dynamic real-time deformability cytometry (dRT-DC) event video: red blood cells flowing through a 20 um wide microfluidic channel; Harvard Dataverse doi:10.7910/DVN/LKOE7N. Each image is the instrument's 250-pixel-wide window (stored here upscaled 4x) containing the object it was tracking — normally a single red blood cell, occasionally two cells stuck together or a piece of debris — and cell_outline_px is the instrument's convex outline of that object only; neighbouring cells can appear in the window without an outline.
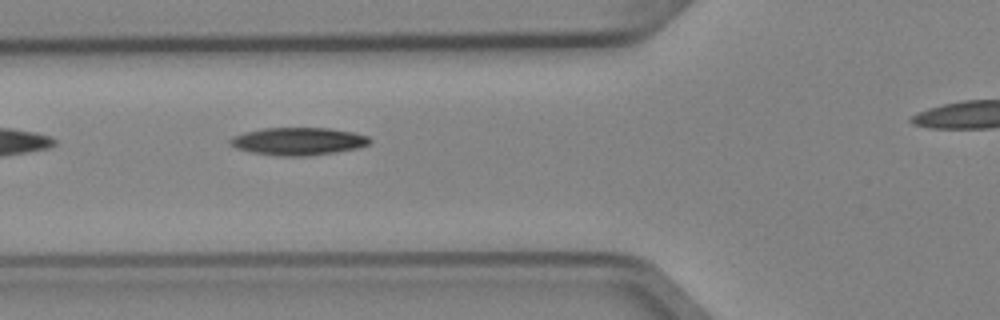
{"species": "Egyptian fruit bat (a non-hibernating species)", "species_latin": "Rousettus aegyptiacus", "temperature_condition": "cold", "stored_images_in_passage": 6, "camera_frame_rate_fps": 3000, "um_per_image_px": 0.085, "animal": {"sex": "female"}, "frame": {"image": 1, "passage_image": 3, "time_ms": 0.667, "image_size_px": [1000, 320], "cell_outline_px": [[372, 140], [368, 144], [360, 148], [336, 152], [304, 156], [280, 156], [252, 152], [236, 148], [228, 144], [228, 140], [232, 136], [244, 132], [264, 128], [328, 128], [352, 132], [368, 136]], "centroid_in_image_um": [25.33, 12.01], "position_along_channel_um": 100.5, "area_um2": 22.54}}